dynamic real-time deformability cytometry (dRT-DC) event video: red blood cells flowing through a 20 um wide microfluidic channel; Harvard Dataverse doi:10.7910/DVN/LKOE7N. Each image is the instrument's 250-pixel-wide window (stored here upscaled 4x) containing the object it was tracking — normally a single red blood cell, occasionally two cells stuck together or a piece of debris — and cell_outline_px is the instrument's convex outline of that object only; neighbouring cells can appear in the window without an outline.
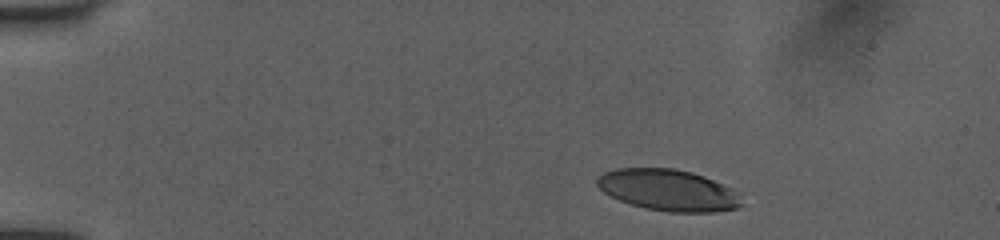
{"species": "human", "species_latin": "Homo sapiens", "temperature_condition": "room temperature", "stored_images_in_passage": 12, "camera_frame_rate_fps": 3000, "um_per_image_px": 0.085, "donor": {"sex": "female"}, "frame": {"image": 1, "passage_image": 1, "time_ms": 0.0, "image_size_px": [1000, 240], "cell_outline_px": [[744, 204], [736, 208], [712, 212], [668, 212], [644, 208], [620, 200], [604, 192], [596, 184], [596, 176], [604, 172], [616, 168], [672, 168], [692, 172], [704, 176], [732, 188]], "centroid_in_image_um": [56.78, 16.15], "position_along_channel_um": 28.2, "area_um2": 34.8}}
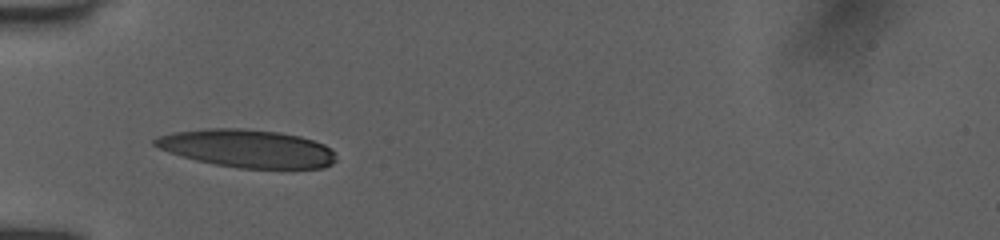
{"frame": {"image": 2, "passage_image": 11, "time_ms": 3.0, "image_size_px": [1000, 240], "cell_outline_px": [[336, 160], [332, 164], [324, 168], [240, 168], [216, 164], [196, 160], [160, 148], [152, 144], [152, 140], [156, 136], [172, 132], [208, 128], [244, 128], [280, 132], [300, 136], [324, 144], [332, 148], [336, 156]], "centroid_in_image_um": [21.04, 12.61], "position_along_channel_um": 64.0, "area_um2": 40.06}}